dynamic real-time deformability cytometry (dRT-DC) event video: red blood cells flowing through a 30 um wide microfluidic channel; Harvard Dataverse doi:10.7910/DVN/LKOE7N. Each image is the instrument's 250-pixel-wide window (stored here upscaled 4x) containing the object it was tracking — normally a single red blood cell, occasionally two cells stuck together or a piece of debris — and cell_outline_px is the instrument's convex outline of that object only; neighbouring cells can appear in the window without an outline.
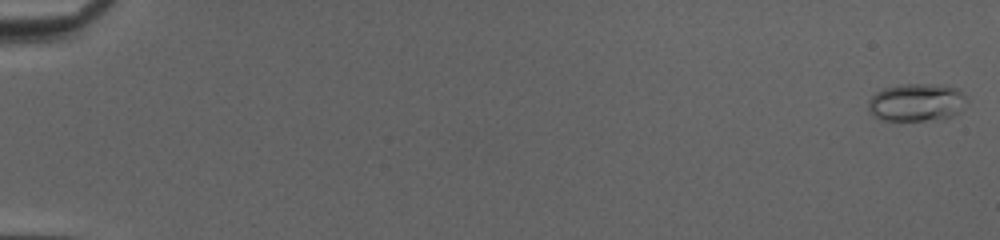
{"species": "common noctule bat (a hibernating species)", "species_latin": "Nyctalus noctula", "temperature_condition": "cold", "stored_images_in_passage": 51, "camera_frame_rate_fps": 3000, "um_per_image_px": 0.085, "animal": {"sex": "female", "body_mass_g": 20.0, "forearm_length_mm": 54.0}, "frame": {"image": 1, "passage_image": 1, "time_ms": 0.0, "image_size_px": [1000, 240], "cell_outline_px": [[968, 100], [960, 112], [952, 116], [924, 120], [880, 120], [872, 116], [868, 112], [868, 100], [876, 92], [884, 88], [900, 84], [928, 84], [956, 88], [968, 96]], "centroid_in_image_um": [77.88, 8.7], "position_along_channel_um": 7.1, "area_um2": 21.79}}
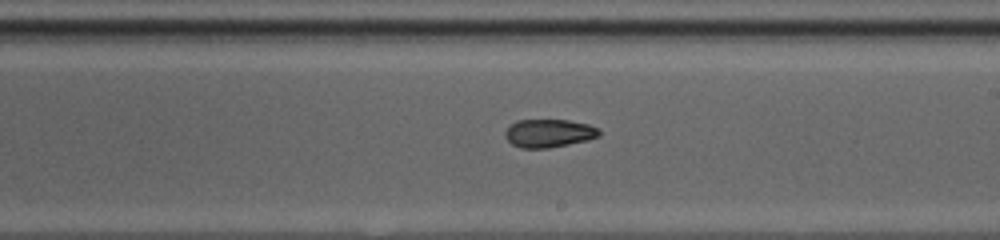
{"frame": {"image": 2, "passage_image": 32, "time_ms": 10.333, "image_size_px": [1000, 240], "cell_outline_px": [[600, 136], [588, 140], [548, 148], [520, 148], [512, 144], [504, 136], [504, 132], [516, 120], [568, 120], [588, 124], [600, 128]], "centroid_in_image_um": [46.67, 11.32], "position_along_channel_um": 242.3, "area_um2": 15.49}}
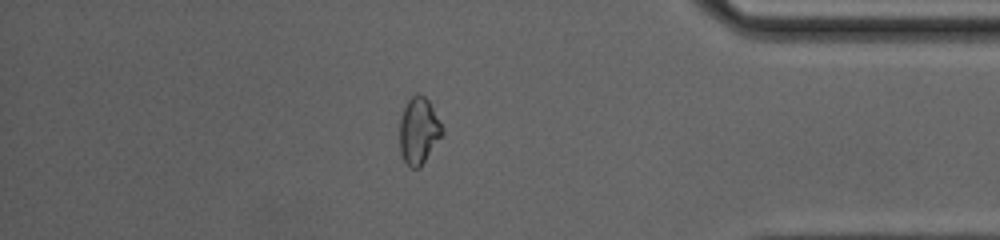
{"frame": {"image": 3, "passage_image": 45, "time_ms": 14.667, "image_size_px": [1000, 240], "cell_outline_px": [[444, 132], [420, 168], [412, 168], [404, 160], [400, 152], [400, 116], [408, 100], [412, 96], [424, 96], [428, 100], [444, 128]], "centroid_in_image_um": [35.59, 11.13], "position_along_channel_um": 399.6, "area_um2": 16.3}, "authors_computed_cell_mechanics": {"area_um2": 16.6464, "velocity_mm_per_s": 4.1853, "shape_relaxation_time_tau1_ms": null, "shape_relaxation_time_tau2_ms": 1.7294, "deformation_change_tau1": null, "deformation_change_tau2": 0.0737}}